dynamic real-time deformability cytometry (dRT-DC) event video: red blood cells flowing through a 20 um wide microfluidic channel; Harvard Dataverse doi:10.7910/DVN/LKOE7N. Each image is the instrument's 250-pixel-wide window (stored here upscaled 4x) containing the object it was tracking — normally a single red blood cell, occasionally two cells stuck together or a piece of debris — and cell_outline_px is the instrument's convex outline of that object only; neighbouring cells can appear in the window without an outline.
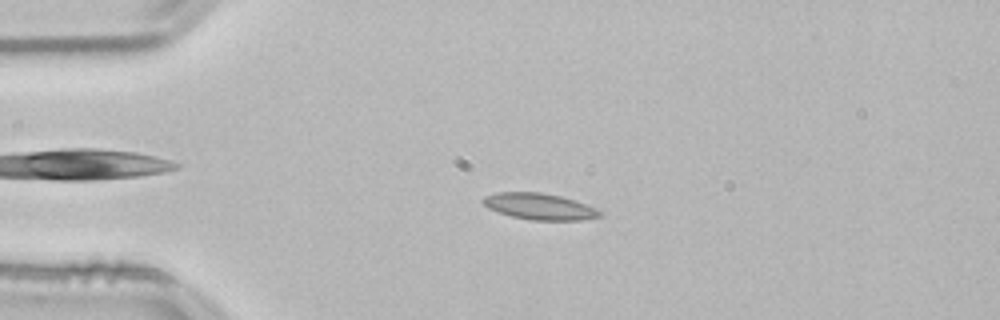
{"species": "common noctule bat (a hibernating species)", "species_latin": "Nyctalus noctula", "temperature_condition": "room temperature", "stored_images_in_passage": 54, "camera_frame_rate_fps": 3000, "um_per_image_px": 0.085, "animal": {"sex": "male", "body_mass_g": 21.5, "forearm_length_mm": 52.0}, "frame": {"image": 1, "passage_image": 13, "time_ms": 4.0, "image_size_px": [1000, 320], "cell_outline_px": [[604, 212], [600, 216], [580, 220], [532, 220], [512, 216], [488, 208], [480, 200], [484, 196], [496, 192], [540, 192], [560, 196], [576, 200], [596, 208]], "centroid_in_image_um": [45.86, 17.54], "position_along_channel_um": 39.1, "area_um2": 17.92}}
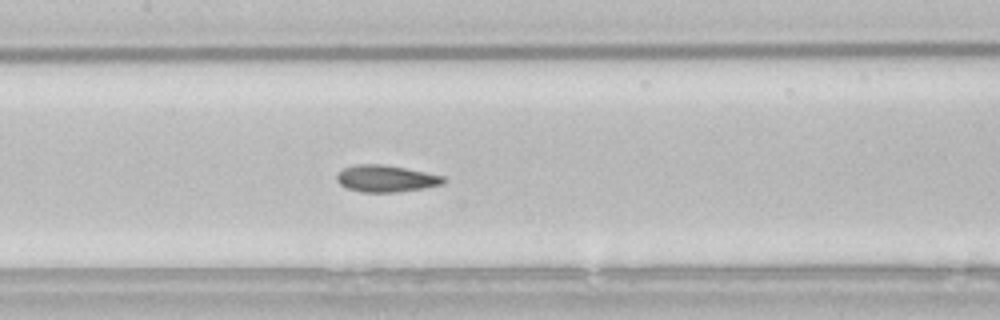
{"frame": {"image": 2, "passage_image": 26, "time_ms": 8.333, "image_size_px": [1000, 320], "cell_outline_px": [[448, 180], [444, 184], [424, 188], [400, 192], [360, 192], [348, 188], [340, 184], [336, 180], [336, 176], [344, 168], [356, 164], [384, 164], [444, 176]], "centroid_in_image_um": [32.84, 15.18], "position_along_channel_um": 174.6, "area_um2": 16.7}}
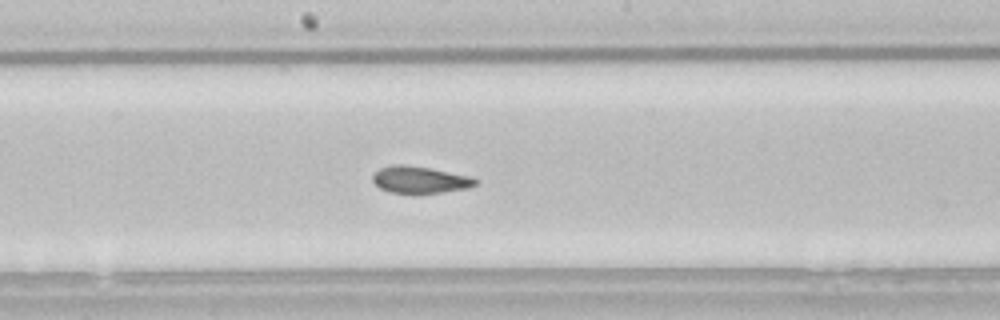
{"frame": {"image": 3, "passage_image": 29, "time_ms": 9.333, "image_size_px": [1000, 320], "cell_outline_px": [[476, 184], [468, 188], [440, 192], [388, 192], [380, 188], [372, 180], [372, 176], [380, 168], [392, 164], [408, 164], [472, 176], [476, 180]], "centroid_in_image_um": [35.67, 15.25], "position_along_channel_um": 212.5, "area_um2": 15.9}, "authors_computed_cell_mechanics": {"area_um2": 17.1666, "velocity_mm_per_s": 3.8034, "shape_relaxation_time_tau1_ms": 10.2095, "shape_relaxation_time_tau2_ms": 1.5423, "deformation_change_tau1": 0.1954, "deformation_change_tau2": 0.0614}}